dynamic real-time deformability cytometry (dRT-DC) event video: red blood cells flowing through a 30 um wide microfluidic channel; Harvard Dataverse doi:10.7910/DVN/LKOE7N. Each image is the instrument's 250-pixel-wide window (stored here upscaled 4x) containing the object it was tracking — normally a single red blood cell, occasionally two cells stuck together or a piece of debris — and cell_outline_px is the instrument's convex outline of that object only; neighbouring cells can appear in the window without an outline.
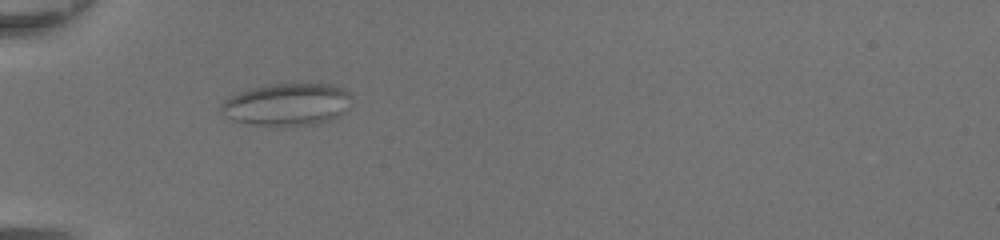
{"species": "common noctule bat (a hibernating species)", "species_latin": "Nyctalus noctula", "temperature_condition": "room temperature", "stored_images_in_passage": 39, "camera_frame_rate_fps": 3000, "um_per_image_px": 0.085, "animal": {"sex": "female", "body_mass_g": 20.0, "forearm_length_mm": 54.0}, "frame": {"image": 1, "passage_image": 7, "time_ms": 2.0, "image_size_px": [1000, 240], "cell_outline_px": [[352, 100], [348, 112], [328, 120], [316, 124], [248, 124], [232, 120], [224, 116], [220, 108], [220, 104], [224, 100], [240, 92], [252, 88], [272, 84], [336, 84], [348, 92], [352, 96]], "centroid_in_image_um": [24.45, 8.86], "position_along_channel_um": 60.6, "area_um2": 32.02}}
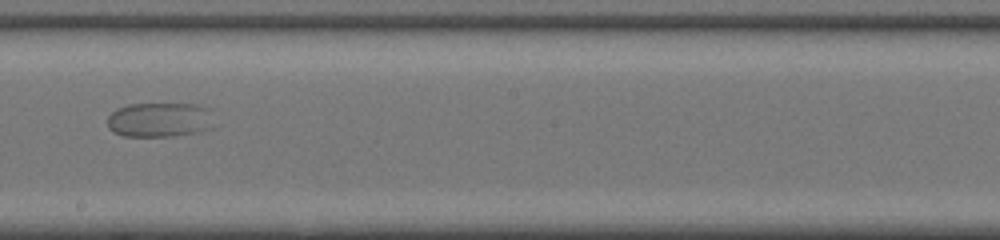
{"frame": {"image": 2, "passage_image": 20, "time_ms": 6.333, "image_size_px": [1000, 240], "cell_outline_px": [[212, 128], [196, 132], [172, 136], [124, 136], [112, 132], [108, 128], [108, 116], [116, 108], [128, 104], [196, 104], [212, 108]], "centroid_in_image_um": [13.58, 10.17], "position_along_channel_um": 234.6, "area_um2": 21.79}}
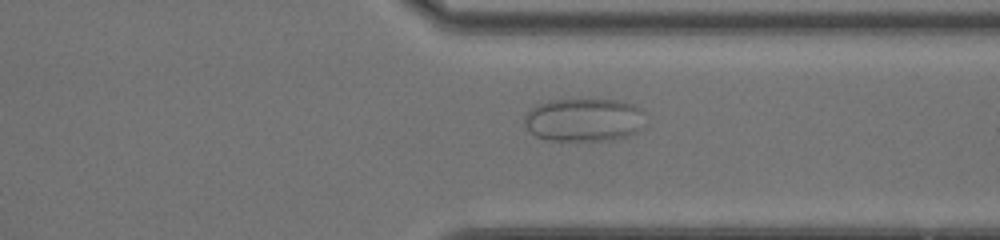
{"frame": {"image": 3, "passage_image": 29, "time_ms": 9.333, "image_size_px": [1000, 240], "cell_outline_px": [[644, 112], [636, 132], [628, 136], [612, 140], [548, 140], [536, 136], [524, 124], [524, 116], [536, 104], [548, 100], [620, 100], [636, 104]], "centroid_in_image_um": [49.61, 10.17], "position_along_channel_um": 361.8, "area_um2": 30.29}}